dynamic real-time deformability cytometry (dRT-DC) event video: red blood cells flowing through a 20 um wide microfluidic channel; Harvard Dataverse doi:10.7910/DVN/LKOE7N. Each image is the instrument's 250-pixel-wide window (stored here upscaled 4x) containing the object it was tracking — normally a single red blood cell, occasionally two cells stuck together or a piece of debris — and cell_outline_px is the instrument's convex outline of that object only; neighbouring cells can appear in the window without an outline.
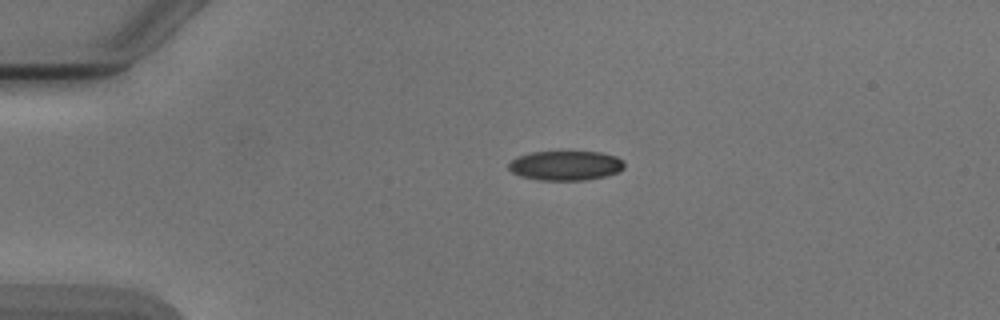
{"species": "Egyptian fruit bat (a non-hibernating species)", "species_latin": "Rousettus aegyptiacus", "temperature_condition": "cold", "stored_images_in_passage": 5, "camera_frame_rate_fps": 3000, "um_per_image_px": 0.085, "animal": {"sex": "male"}, "frame": {"image": 1, "passage_image": 5, "time_ms": 5.333, "image_size_px": [1000, 320], "cell_outline_px": [[624, 168], [616, 172], [604, 176], [584, 180], [540, 180], [520, 176], [512, 172], [508, 168], [508, 164], [516, 156], [532, 152], [560, 148], [568, 148], [600, 152], [616, 156], [624, 160]], "centroid_in_image_um": [48.06, 14.0], "position_along_channel_um": 36.9, "area_um2": 20.98}}